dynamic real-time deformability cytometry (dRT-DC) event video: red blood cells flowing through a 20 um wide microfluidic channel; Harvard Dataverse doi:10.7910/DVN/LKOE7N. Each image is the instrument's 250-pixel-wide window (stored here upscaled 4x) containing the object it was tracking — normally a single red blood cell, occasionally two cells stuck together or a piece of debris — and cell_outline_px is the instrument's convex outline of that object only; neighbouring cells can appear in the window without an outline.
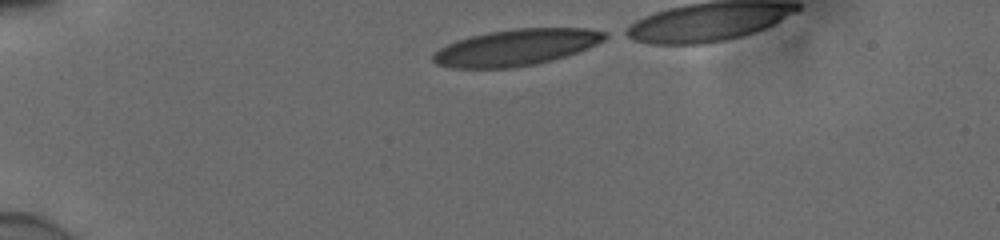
{"species": "human", "species_latin": "Homo sapiens", "temperature_condition": "cold", "stored_images_in_passage": 34, "camera_frame_rate_fps": 3000, "um_per_image_px": 0.085, "donor": {"sex": "male"}, "frame": {"image": 1, "passage_image": 1, "time_ms": 0.0, "image_size_px": [1000, 240], "cell_outline_px": [[612, 36], [596, 44], [576, 52], [564, 56], [536, 64], [504, 68], [452, 68], [436, 64], [432, 60], [432, 56], [440, 48], [456, 40], [488, 32], [512, 28], [588, 28], [608, 32]], "centroid_in_image_um": [43.89, 4.01], "position_along_channel_um": 41.1, "area_um2": 36.3}}
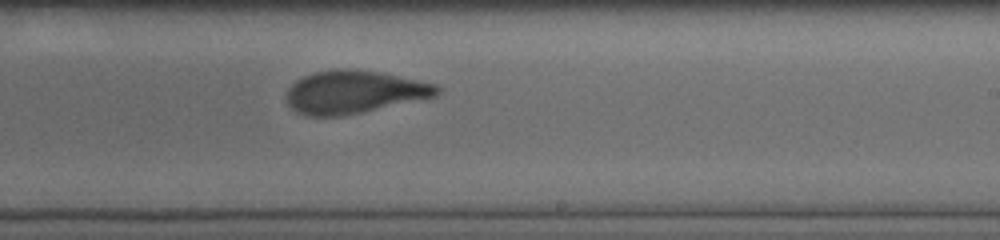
{"frame": {"image": 2, "passage_image": 22, "time_ms": 7.0, "image_size_px": [1000, 240], "cell_outline_px": [[440, 92], [432, 96], [344, 116], [308, 116], [296, 112], [288, 104], [288, 88], [296, 80], [304, 76], [316, 72], [336, 68], [348, 68], [376, 72], [436, 84], [440, 88]], "centroid_in_image_um": [30.03, 7.82], "position_along_channel_um": 259.0, "area_um2": 36.88}}
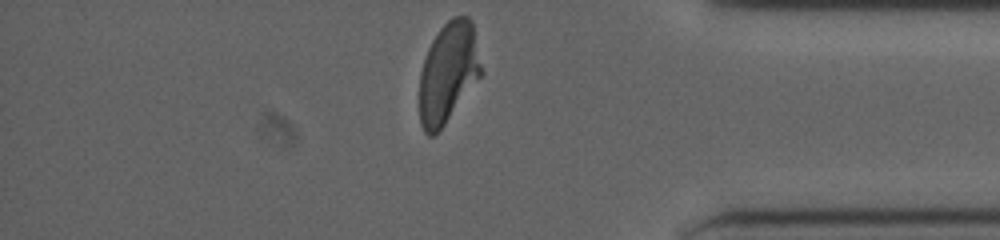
{"frame": {"image": 3, "passage_image": 34, "time_ms": 11.0, "image_size_px": [1000, 240], "cell_outline_px": [[484, 72], [444, 124], [432, 136], [428, 136], [424, 132], [420, 124], [420, 72], [428, 48], [432, 40], [440, 28], [452, 16], [468, 16], [472, 20]], "centroid_in_image_um": [38.12, 6.13], "position_along_channel_um": 397.1, "area_um2": 36.13}, "authors_computed_cell_mechanics": {"area_um2": 37.7145, "velocity_mm_per_s": 3.8804, "shape_relaxation_time_tau1_ms": 4.3752, "shape_relaxation_time_tau2_ms": 0.9763, "deformation_change_tau1": 0.2032, "deformation_change_tau2": 0.0841}}